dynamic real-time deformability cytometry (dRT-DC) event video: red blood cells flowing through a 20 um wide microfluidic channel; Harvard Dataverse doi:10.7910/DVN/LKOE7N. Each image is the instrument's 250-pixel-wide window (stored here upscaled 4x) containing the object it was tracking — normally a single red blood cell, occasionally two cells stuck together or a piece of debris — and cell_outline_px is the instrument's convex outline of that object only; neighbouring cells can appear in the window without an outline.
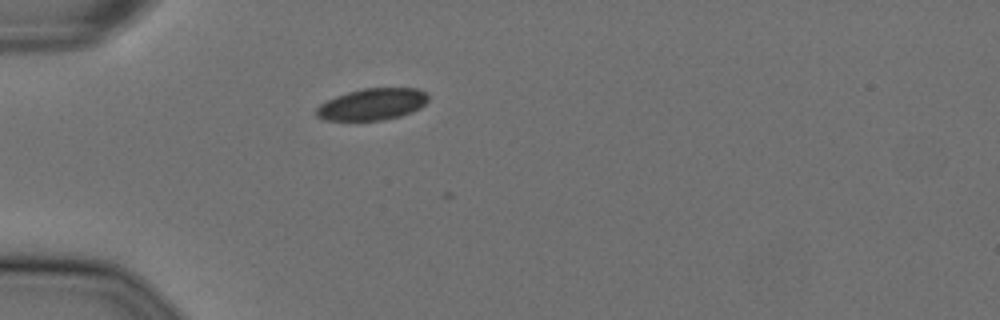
{"species": "Egyptian fruit bat (a non-hibernating species)", "species_latin": "Rousettus aegyptiacus", "temperature_condition": "cold", "stored_images_in_passage": 4, "camera_frame_rate_fps": 3000, "um_per_image_px": 0.085, "animal": {"sex": "female"}, "frame": {"image": 1, "passage_image": 1, "time_ms": 0.0, "image_size_px": [1000, 320], "cell_outline_px": [[428, 100], [420, 108], [412, 112], [400, 116], [380, 120], [324, 120], [316, 116], [316, 108], [320, 104], [336, 96], [348, 92], [364, 88], [420, 88], [428, 92]], "centroid_in_image_um": [31.67, 8.85], "position_along_channel_um": 53.3, "area_um2": 20.69}}